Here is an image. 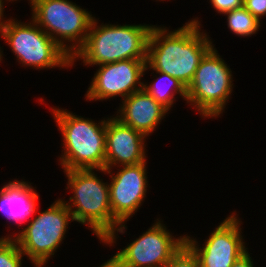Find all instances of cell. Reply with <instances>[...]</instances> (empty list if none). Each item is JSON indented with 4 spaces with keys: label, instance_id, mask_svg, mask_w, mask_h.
Masks as SVG:
<instances>
[{
    "label": "cell",
    "instance_id": "cell-1",
    "mask_svg": "<svg viewBox=\"0 0 266 267\" xmlns=\"http://www.w3.org/2000/svg\"><path fill=\"white\" fill-rule=\"evenodd\" d=\"M200 25L196 18L173 31L153 25L147 44L145 70L150 68L169 74L187 88L201 59L214 46L209 36L201 32Z\"/></svg>",
    "mask_w": 266,
    "mask_h": 267
},
{
    "label": "cell",
    "instance_id": "cell-7",
    "mask_svg": "<svg viewBox=\"0 0 266 267\" xmlns=\"http://www.w3.org/2000/svg\"><path fill=\"white\" fill-rule=\"evenodd\" d=\"M73 216L62 198L56 200L13 237L21 252L26 255L35 267H43L48 263L65 239L68 225Z\"/></svg>",
    "mask_w": 266,
    "mask_h": 267
},
{
    "label": "cell",
    "instance_id": "cell-13",
    "mask_svg": "<svg viewBox=\"0 0 266 267\" xmlns=\"http://www.w3.org/2000/svg\"><path fill=\"white\" fill-rule=\"evenodd\" d=\"M146 138L141 132L110 116L106 121L105 169L112 171L114 166L145 162Z\"/></svg>",
    "mask_w": 266,
    "mask_h": 267
},
{
    "label": "cell",
    "instance_id": "cell-11",
    "mask_svg": "<svg viewBox=\"0 0 266 267\" xmlns=\"http://www.w3.org/2000/svg\"><path fill=\"white\" fill-rule=\"evenodd\" d=\"M240 220L233 212L214 229L202 247L194 238L185 235V243L196 254L200 267H231L247 252Z\"/></svg>",
    "mask_w": 266,
    "mask_h": 267
},
{
    "label": "cell",
    "instance_id": "cell-15",
    "mask_svg": "<svg viewBox=\"0 0 266 267\" xmlns=\"http://www.w3.org/2000/svg\"><path fill=\"white\" fill-rule=\"evenodd\" d=\"M39 194L34 187L26 181L15 180L6 183L0 189V210L2 215L18 226L27 222V217L37 211Z\"/></svg>",
    "mask_w": 266,
    "mask_h": 267
},
{
    "label": "cell",
    "instance_id": "cell-5",
    "mask_svg": "<svg viewBox=\"0 0 266 267\" xmlns=\"http://www.w3.org/2000/svg\"><path fill=\"white\" fill-rule=\"evenodd\" d=\"M28 1L32 9L31 19L73 57L84 45L95 17L70 0ZM65 42H72V45Z\"/></svg>",
    "mask_w": 266,
    "mask_h": 267
},
{
    "label": "cell",
    "instance_id": "cell-9",
    "mask_svg": "<svg viewBox=\"0 0 266 267\" xmlns=\"http://www.w3.org/2000/svg\"><path fill=\"white\" fill-rule=\"evenodd\" d=\"M146 161L136 165H122L121 170L113 176L111 170L96 169L110 174L109 199L113 216L121 223L104 241L112 246L118 237V232L125 233L124 223L133 217L145 200L147 192ZM117 232V234H116ZM113 243V244H112Z\"/></svg>",
    "mask_w": 266,
    "mask_h": 267
},
{
    "label": "cell",
    "instance_id": "cell-16",
    "mask_svg": "<svg viewBox=\"0 0 266 267\" xmlns=\"http://www.w3.org/2000/svg\"><path fill=\"white\" fill-rule=\"evenodd\" d=\"M156 74H159L154 82L149 84H143V89L150 94L158 103L164 106L168 111L171 109V106L174 104L175 93L179 94L185 101L187 100V88L184 86L182 82L178 79L173 78L169 74H165L159 71H156ZM164 78V79H163ZM166 80V81H165ZM166 84V82L171 86L169 87L168 84L164 86L161 82ZM168 88V89H167Z\"/></svg>",
    "mask_w": 266,
    "mask_h": 267
},
{
    "label": "cell",
    "instance_id": "cell-12",
    "mask_svg": "<svg viewBox=\"0 0 266 267\" xmlns=\"http://www.w3.org/2000/svg\"><path fill=\"white\" fill-rule=\"evenodd\" d=\"M147 59H128L98 65L90 86L85 94L86 100H107L121 96L124 100L134 92L143 89L141 82L145 73Z\"/></svg>",
    "mask_w": 266,
    "mask_h": 267
},
{
    "label": "cell",
    "instance_id": "cell-18",
    "mask_svg": "<svg viewBox=\"0 0 266 267\" xmlns=\"http://www.w3.org/2000/svg\"><path fill=\"white\" fill-rule=\"evenodd\" d=\"M23 256L13 237L0 238V267H22Z\"/></svg>",
    "mask_w": 266,
    "mask_h": 267
},
{
    "label": "cell",
    "instance_id": "cell-24",
    "mask_svg": "<svg viewBox=\"0 0 266 267\" xmlns=\"http://www.w3.org/2000/svg\"><path fill=\"white\" fill-rule=\"evenodd\" d=\"M100 267H118V265L110 258L104 262Z\"/></svg>",
    "mask_w": 266,
    "mask_h": 267
},
{
    "label": "cell",
    "instance_id": "cell-22",
    "mask_svg": "<svg viewBox=\"0 0 266 267\" xmlns=\"http://www.w3.org/2000/svg\"><path fill=\"white\" fill-rule=\"evenodd\" d=\"M253 261L248 251L238 258L231 267H253Z\"/></svg>",
    "mask_w": 266,
    "mask_h": 267
},
{
    "label": "cell",
    "instance_id": "cell-4",
    "mask_svg": "<svg viewBox=\"0 0 266 267\" xmlns=\"http://www.w3.org/2000/svg\"><path fill=\"white\" fill-rule=\"evenodd\" d=\"M51 109L63 137L59 159L63 170L105 169L107 119L97 124L67 109Z\"/></svg>",
    "mask_w": 266,
    "mask_h": 267
},
{
    "label": "cell",
    "instance_id": "cell-21",
    "mask_svg": "<svg viewBox=\"0 0 266 267\" xmlns=\"http://www.w3.org/2000/svg\"><path fill=\"white\" fill-rule=\"evenodd\" d=\"M243 6L259 21L266 15V0H244Z\"/></svg>",
    "mask_w": 266,
    "mask_h": 267
},
{
    "label": "cell",
    "instance_id": "cell-10",
    "mask_svg": "<svg viewBox=\"0 0 266 267\" xmlns=\"http://www.w3.org/2000/svg\"><path fill=\"white\" fill-rule=\"evenodd\" d=\"M184 243L185 235L174 238L157 219L146 232L111 259L118 267H166Z\"/></svg>",
    "mask_w": 266,
    "mask_h": 267
},
{
    "label": "cell",
    "instance_id": "cell-17",
    "mask_svg": "<svg viewBox=\"0 0 266 267\" xmlns=\"http://www.w3.org/2000/svg\"><path fill=\"white\" fill-rule=\"evenodd\" d=\"M227 15V25L231 32L238 36L256 34L260 28V21L255 18L244 6L224 13Z\"/></svg>",
    "mask_w": 266,
    "mask_h": 267
},
{
    "label": "cell",
    "instance_id": "cell-2",
    "mask_svg": "<svg viewBox=\"0 0 266 267\" xmlns=\"http://www.w3.org/2000/svg\"><path fill=\"white\" fill-rule=\"evenodd\" d=\"M153 25H98L94 18L84 45L72 57L94 66L128 59H147V44ZM77 58V59H76Z\"/></svg>",
    "mask_w": 266,
    "mask_h": 267
},
{
    "label": "cell",
    "instance_id": "cell-25",
    "mask_svg": "<svg viewBox=\"0 0 266 267\" xmlns=\"http://www.w3.org/2000/svg\"><path fill=\"white\" fill-rule=\"evenodd\" d=\"M3 51H2V49H1V47H0V63H1V60H2V55H3V53H2Z\"/></svg>",
    "mask_w": 266,
    "mask_h": 267
},
{
    "label": "cell",
    "instance_id": "cell-3",
    "mask_svg": "<svg viewBox=\"0 0 266 267\" xmlns=\"http://www.w3.org/2000/svg\"><path fill=\"white\" fill-rule=\"evenodd\" d=\"M94 169L64 170L68 178L66 189L73 196L63 202L74 221L88 225L103 242L121 223L113 216L109 199V183H104Z\"/></svg>",
    "mask_w": 266,
    "mask_h": 267
},
{
    "label": "cell",
    "instance_id": "cell-23",
    "mask_svg": "<svg viewBox=\"0 0 266 267\" xmlns=\"http://www.w3.org/2000/svg\"><path fill=\"white\" fill-rule=\"evenodd\" d=\"M6 1H12V0H6ZM4 1L0 0V29L3 28L12 18L5 19L4 20ZM0 37H1V30H0Z\"/></svg>",
    "mask_w": 266,
    "mask_h": 267
},
{
    "label": "cell",
    "instance_id": "cell-20",
    "mask_svg": "<svg viewBox=\"0 0 266 267\" xmlns=\"http://www.w3.org/2000/svg\"><path fill=\"white\" fill-rule=\"evenodd\" d=\"M212 7L220 14H224L243 6V0H210Z\"/></svg>",
    "mask_w": 266,
    "mask_h": 267
},
{
    "label": "cell",
    "instance_id": "cell-8",
    "mask_svg": "<svg viewBox=\"0 0 266 267\" xmlns=\"http://www.w3.org/2000/svg\"><path fill=\"white\" fill-rule=\"evenodd\" d=\"M230 67L214 46L201 59L192 82L187 87L186 103L199 111L202 117H218L233 89Z\"/></svg>",
    "mask_w": 266,
    "mask_h": 267
},
{
    "label": "cell",
    "instance_id": "cell-19",
    "mask_svg": "<svg viewBox=\"0 0 266 267\" xmlns=\"http://www.w3.org/2000/svg\"><path fill=\"white\" fill-rule=\"evenodd\" d=\"M166 267H200L196 254L184 243L173 255Z\"/></svg>",
    "mask_w": 266,
    "mask_h": 267
},
{
    "label": "cell",
    "instance_id": "cell-6",
    "mask_svg": "<svg viewBox=\"0 0 266 267\" xmlns=\"http://www.w3.org/2000/svg\"><path fill=\"white\" fill-rule=\"evenodd\" d=\"M11 19L1 28V39L10 46L22 66L36 70L72 67V57L33 20L27 23Z\"/></svg>",
    "mask_w": 266,
    "mask_h": 267
},
{
    "label": "cell",
    "instance_id": "cell-14",
    "mask_svg": "<svg viewBox=\"0 0 266 267\" xmlns=\"http://www.w3.org/2000/svg\"><path fill=\"white\" fill-rule=\"evenodd\" d=\"M120 105L115 118L146 137L154 132L168 112L144 89L132 93Z\"/></svg>",
    "mask_w": 266,
    "mask_h": 267
}]
</instances>
